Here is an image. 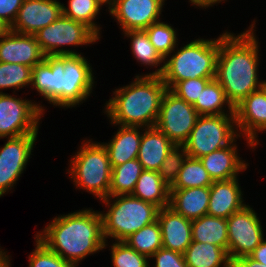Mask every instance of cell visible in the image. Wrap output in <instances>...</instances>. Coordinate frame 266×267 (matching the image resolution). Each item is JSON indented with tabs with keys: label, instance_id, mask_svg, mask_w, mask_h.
<instances>
[{
	"label": "cell",
	"instance_id": "cell-10",
	"mask_svg": "<svg viewBox=\"0 0 266 267\" xmlns=\"http://www.w3.org/2000/svg\"><path fill=\"white\" fill-rule=\"evenodd\" d=\"M199 116L192 104L167 89L161 100L155 127L175 145H183L188 140Z\"/></svg>",
	"mask_w": 266,
	"mask_h": 267
},
{
	"label": "cell",
	"instance_id": "cell-17",
	"mask_svg": "<svg viewBox=\"0 0 266 267\" xmlns=\"http://www.w3.org/2000/svg\"><path fill=\"white\" fill-rule=\"evenodd\" d=\"M64 55L45 56L32 68L31 86L54 106L62 108Z\"/></svg>",
	"mask_w": 266,
	"mask_h": 267
},
{
	"label": "cell",
	"instance_id": "cell-37",
	"mask_svg": "<svg viewBox=\"0 0 266 267\" xmlns=\"http://www.w3.org/2000/svg\"><path fill=\"white\" fill-rule=\"evenodd\" d=\"M186 157L187 152L183 145H175L167 154L158 171L167 185L171 186L174 183Z\"/></svg>",
	"mask_w": 266,
	"mask_h": 267
},
{
	"label": "cell",
	"instance_id": "cell-30",
	"mask_svg": "<svg viewBox=\"0 0 266 267\" xmlns=\"http://www.w3.org/2000/svg\"><path fill=\"white\" fill-rule=\"evenodd\" d=\"M213 182L200 159L187 156L170 189L210 187Z\"/></svg>",
	"mask_w": 266,
	"mask_h": 267
},
{
	"label": "cell",
	"instance_id": "cell-29",
	"mask_svg": "<svg viewBox=\"0 0 266 267\" xmlns=\"http://www.w3.org/2000/svg\"><path fill=\"white\" fill-rule=\"evenodd\" d=\"M142 171L137 158L112 167L109 196L132 194Z\"/></svg>",
	"mask_w": 266,
	"mask_h": 267
},
{
	"label": "cell",
	"instance_id": "cell-9",
	"mask_svg": "<svg viewBox=\"0 0 266 267\" xmlns=\"http://www.w3.org/2000/svg\"><path fill=\"white\" fill-rule=\"evenodd\" d=\"M0 93V139L38 134L44 107L31 100Z\"/></svg>",
	"mask_w": 266,
	"mask_h": 267
},
{
	"label": "cell",
	"instance_id": "cell-44",
	"mask_svg": "<svg viewBox=\"0 0 266 267\" xmlns=\"http://www.w3.org/2000/svg\"><path fill=\"white\" fill-rule=\"evenodd\" d=\"M222 1L224 0H189V2H191L194 6L196 5L200 8H208Z\"/></svg>",
	"mask_w": 266,
	"mask_h": 267
},
{
	"label": "cell",
	"instance_id": "cell-40",
	"mask_svg": "<svg viewBox=\"0 0 266 267\" xmlns=\"http://www.w3.org/2000/svg\"><path fill=\"white\" fill-rule=\"evenodd\" d=\"M150 258L156 262L154 267H188L184 254L163 247L157 250Z\"/></svg>",
	"mask_w": 266,
	"mask_h": 267
},
{
	"label": "cell",
	"instance_id": "cell-22",
	"mask_svg": "<svg viewBox=\"0 0 266 267\" xmlns=\"http://www.w3.org/2000/svg\"><path fill=\"white\" fill-rule=\"evenodd\" d=\"M138 161L143 170L159 171L162 162L175 144L156 127L143 128Z\"/></svg>",
	"mask_w": 266,
	"mask_h": 267
},
{
	"label": "cell",
	"instance_id": "cell-25",
	"mask_svg": "<svg viewBox=\"0 0 266 267\" xmlns=\"http://www.w3.org/2000/svg\"><path fill=\"white\" fill-rule=\"evenodd\" d=\"M131 195L152 203L159 209L170 205V186L157 171L143 170Z\"/></svg>",
	"mask_w": 266,
	"mask_h": 267
},
{
	"label": "cell",
	"instance_id": "cell-19",
	"mask_svg": "<svg viewBox=\"0 0 266 267\" xmlns=\"http://www.w3.org/2000/svg\"><path fill=\"white\" fill-rule=\"evenodd\" d=\"M157 221L161 228L162 247L184 254L192 242V220L168 206L159 209Z\"/></svg>",
	"mask_w": 266,
	"mask_h": 267
},
{
	"label": "cell",
	"instance_id": "cell-32",
	"mask_svg": "<svg viewBox=\"0 0 266 267\" xmlns=\"http://www.w3.org/2000/svg\"><path fill=\"white\" fill-rule=\"evenodd\" d=\"M101 7L98 0H69L68 8L62 4V15L85 24L99 37L101 28L94 20Z\"/></svg>",
	"mask_w": 266,
	"mask_h": 267
},
{
	"label": "cell",
	"instance_id": "cell-38",
	"mask_svg": "<svg viewBox=\"0 0 266 267\" xmlns=\"http://www.w3.org/2000/svg\"><path fill=\"white\" fill-rule=\"evenodd\" d=\"M35 249L30 253L29 267H75L70 262L62 259L55 252L49 250L35 237Z\"/></svg>",
	"mask_w": 266,
	"mask_h": 267
},
{
	"label": "cell",
	"instance_id": "cell-47",
	"mask_svg": "<svg viewBox=\"0 0 266 267\" xmlns=\"http://www.w3.org/2000/svg\"><path fill=\"white\" fill-rule=\"evenodd\" d=\"M116 0H98V2L103 6V4H108V10L114 5Z\"/></svg>",
	"mask_w": 266,
	"mask_h": 267
},
{
	"label": "cell",
	"instance_id": "cell-7",
	"mask_svg": "<svg viewBox=\"0 0 266 267\" xmlns=\"http://www.w3.org/2000/svg\"><path fill=\"white\" fill-rule=\"evenodd\" d=\"M238 137L241 136L237 132L235 114L202 115L183 146L188 157L199 159L230 145Z\"/></svg>",
	"mask_w": 266,
	"mask_h": 267
},
{
	"label": "cell",
	"instance_id": "cell-28",
	"mask_svg": "<svg viewBox=\"0 0 266 267\" xmlns=\"http://www.w3.org/2000/svg\"><path fill=\"white\" fill-rule=\"evenodd\" d=\"M193 106L200 116L222 115L227 114V112L228 114H235L234 107L227 100L222 86L215 78L206 84ZM226 106L227 112L225 111Z\"/></svg>",
	"mask_w": 266,
	"mask_h": 267
},
{
	"label": "cell",
	"instance_id": "cell-43",
	"mask_svg": "<svg viewBox=\"0 0 266 267\" xmlns=\"http://www.w3.org/2000/svg\"><path fill=\"white\" fill-rule=\"evenodd\" d=\"M249 256L255 261L266 265V240L264 239Z\"/></svg>",
	"mask_w": 266,
	"mask_h": 267
},
{
	"label": "cell",
	"instance_id": "cell-4",
	"mask_svg": "<svg viewBox=\"0 0 266 267\" xmlns=\"http://www.w3.org/2000/svg\"><path fill=\"white\" fill-rule=\"evenodd\" d=\"M172 51L161 67L146 75H158L171 89L177 82L194 78H215L219 51V37L216 39H195ZM167 60V61H166Z\"/></svg>",
	"mask_w": 266,
	"mask_h": 267
},
{
	"label": "cell",
	"instance_id": "cell-36",
	"mask_svg": "<svg viewBox=\"0 0 266 267\" xmlns=\"http://www.w3.org/2000/svg\"><path fill=\"white\" fill-rule=\"evenodd\" d=\"M110 250L113 267H150V259L129 247L124 241H115Z\"/></svg>",
	"mask_w": 266,
	"mask_h": 267
},
{
	"label": "cell",
	"instance_id": "cell-1",
	"mask_svg": "<svg viewBox=\"0 0 266 267\" xmlns=\"http://www.w3.org/2000/svg\"><path fill=\"white\" fill-rule=\"evenodd\" d=\"M254 27L255 20L240 35L226 31L219 36L215 79L233 107L262 87L263 81L257 75L260 54Z\"/></svg>",
	"mask_w": 266,
	"mask_h": 267
},
{
	"label": "cell",
	"instance_id": "cell-18",
	"mask_svg": "<svg viewBox=\"0 0 266 267\" xmlns=\"http://www.w3.org/2000/svg\"><path fill=\"white\" fill-rule=\"evenodd\" d=\"M36 37L9 30L0 37V62L17 63L33 68L45 59Z\"/></svg>",
	"mask_w": 266,
	"mask_h": 267
},
{
	"label": "cell",
	"instance_id": "cell-11",
	"mask_svg": "<svg viewBox=\"0 0 266 267\" xmlns=\"http://www.w3.org/2000/svg\"><path fill=\"white\" fill-rule=\"evenodd\" d=\"M259 219L249 204L227 218L228 256L231 262L249 256L264 240Z\"/></svg>",
	"mask_w": 266,
	"mask_h": 267
},
{
	"label": "cell",
	"instance_id": "cell-48",
	"mask_svg": "<svg viewBox=\"0 0 266 267\" xmlns=\"http://www.w3.org/2000/svg\"><path fill=\"white\" fill-rule=\"evenodd\" d=\"M262 88L264 89L265 93H266V80L263 81L262 83Z\"/></svg>",
	"mask_w": 266,
	"mask_h": 267
},
{
	"label": "cell",
	"instance_id": "cell-12",
	"mask_svg": "<svg viewBox=\"0 0 266 267\" xmlns=\"http://www.w3.org/2000/svg\"><path fill=\"white\" fill-rule=\"evenodd\" d=\"M38 134L7 138L0 148V197L8 193L23 173Z\"/></svg>",
	"mask_w": 266,
	"mask_h": 267
},
{
	"label": "cell",
	"instance_id": "cell-16",
	"mask_svg": "<svg viewBox=\"0 0 266 267\" xmlns=\"http://www.w3.org/2000/svg\"><path fill=\"white\" fill-rule=\"evenodd\" d=\"M62 15V3L57 0H24L11 31L34 35Z\"/></svg>",
	"mask_w": 266,
	"mask_h": 267
},
{
	"label": "cell",
	"instance_id": "cell-34",
	"mask_svg": "<svg viewBox=\"0 0 266 267\" xmlns=\"http://www.w3.org/2000/svg\"><path fill=\"white\" fill-rule=\"evenodd\" d=\"M145 32L149 36L153 47L163 59H166L178 47L176 30L165 22L153 23L145 29Z\"/></svg>",
	"mask_w": 266,
	"mask_h": 267
},
{
	"label": "cell",
	"instance_id": "cell-13",
	"mask_svg": "<svg viewBox=\"0 0 266 267\" xmlns=\"http://www.w3.org/2000/svg\"><path fill=\"white\" fill-rule=\"evenodd\" d=\"M84 56L64 55L62 107L72 108L86 101L92 93L94 76L92 67Z\"/></svg>",
	"mask_w": 266,
	"mask_h": 267
},
{
	"label": "cell",
	"instance_id": "cell-46",
	"mask_svg": "<svg viewBox=\"0 0 266 267\" xmlns=\"http://www.w3.org/2000/svg\"><path fill=\"white\" fill-rule=\"evenodd\" d=\"M10 30V27L0 19V37L6 34Z\"/></svg>",
	"mask_w": 266,
	"mask_h": 267
},
{
	"label": "cell",
	"instance_id": "cell-5",
	"mask_svg": "<svg viewBox=\"0 0 266 267\" xmlns=\"http://www.w3.org/2000/svg\"><path fill=\"white\" fill-rule=\"evenodd\" d=\"M103 202L109 208L106 213L100 212L105 240L111 237L115 241H124L157 220L159 208L131 194L108 196L102 199Z\"/></svg>",
	"mask_w": 266,
	"mask_h": 267
},
{
	"label": "cell",
	"instance_id": "cell-15",
	"mask_svg": "<svg viewBox=\"0 0 266 267\" xmlns=\"http://www.w3.org/2000/svg\"><path fill=\"white\" fill-rule=\"evenodd\" d=\"M165 0H116L108 10L123 32L145 30L160 21Z\"/></svg>",
	"mask_w": 266,
	"mask_h": 267
},
{
	"label": "cell",
	"instance_id": "cell-2",
	"mask_svg": "<svg viewBox=\"0 0 266 267\" xmlns=\"http://www.w3.org/2000/svg\"><path fill=\"white\" fill-rule=\"evenodd\" d=\"M35 237L75 267L86 256L108 245L103 235L100 211L91 208L54 217Z\"/></svg>",
	"mask_w": 266,
	"mask_h": 267
},
{
	"label": "cell",
	"instance_id": "cell-33",
	"mask_svg": "<svg viewBox=\"0 0 266 267\" xmlns=\"http://www.w3.org/2000/svg\"><path fill=\"white\" fill-rule=\"evenodd\" d=\"M124 35L131 39V50L134 58L144 66H159L164 59L155 50L145 30H130Z\"/></svg>",
	"mask_w": 266,
	"mask_h": 267
},
{
	"label": "cell",
	"instance_id": "cell-39",
	"mask_svg": "<svg viewBox=\"0 0 266 267\" xmlns=\"http://www.w3.org/2000/svg\"><path fill=\"white\" fill-rule=\"evenodd\" d=\"M214 78H194L177 82L170 90L189 104H194L206 84Z\"/></svg>",
	"mask_w": 266,
	"mask_h": 267
},
{
	"label": "cell",
	"instance_id": "cell-3",
	"mask_svg": "<svg viewBox=\"0 0 266 267\" xmlns=\"http://www.w3.org/2000/svg\"><path fill=\"white\" fill-rule=\"evenodd\" d=\"M167 86L158 75L135 76L134 81L113 91L105 105L110 123L117 126L155 127Z\"/></svg>",
	"mask_w": 266,
	"mask_h": 267
},
{
	"label": "cell",
	"instance_id": "cell-8",
	"mask_svg": "<svg viewBox=\"0 0 266 267\" xmlns=\"http://www.w3.org/2000/svg\"><path fill=\"white\" fill-rule=\"evenodd\" d=\"M34 36L46 56L79 55L75 49L62 47L88 45L100 39L88 26L64 15L39 30Z\"/></svg>",
	"mask_w": 266,
	"mask_h": 267
},
{
	"label": "cell",
	"instance_id": "cell-41",
	"mask_svg": "<svg viewBox=\"0 0 266 267\" xmlns=\"http://www.w3.org/2000/svg\"><path fill=\"white\" fill-rule=\"evenodd\" d=\"M24 0H0V19L9 27L14 23Z\"/></svg>",
	"mask_w": 266,
	"mask_h": 267
},
{
	"label": "cell",
	"instance_id": "cell-26",
	"mask_svg": "<svg viewBox=\"0 0 266 267\" xmlns=\"http://www.w3.org/2000/svg\"><path fill=\"white\" fill-rule=\"evenodd\" d=\"M192 241L217 245L228 253L227 219L206 214L192 220Z\"/></svg>",
	"mask_w": 266,
	"mask_h": 267
},
{
	"label": "cell",
	"instance_id": "cell-24",
	"mask_svg": "<svg viewBox=\"0 0 266 267\" xmlns=\"http://www.w3.org/2000/svg\"><path fill=\"white\" fill-rule=\"evenodd\" d=\"M142 139L140 127H118L117 133L108 143H103L108 153L111 168L138 157Z\"/></svg>",
	"mask_w": 266,
	"mask_h": 267
},
{
	"label": "cell",
	"instance_id": "cell-23",
	"mask_svg": "<svg viewBox=\"0 0 266 267\" xmlns=\"http://www.w3.org/2000/svg\"><path fill=\"white\" fill-rule=\"evenodd\" d=\"M210 187L170 189V205L176 213L194 220L207 214Z\"/></svg>",
	"mask_w": 266,
	"mask_h": 267
},
{
	"label": "cell",
	"instance_id": "cell-42",
	"mask_svg": "<svg viewBox=\"0 0 266 267\" xmlns=\"http://www.w3.org/2000/svg\"><path fill=\"white\" fill-rule=\"evenodd\" d=\"M232 267H266L265 264L255 261L250 256H243L232 262Z\"/></svg>",
	"mask_w": 266,
	"mask_h": 267
},
{
	"label": "cell",
	"instance_id": "cell-31",
	"mask_svg": "<svg viewBox=\"0 0 266 267\" xmlns=\"http://www.w3.org/2000/svg\"><path fill=\"white\" fill-rule=\"evenodd\" d=\"M124 242L150 259L157 250L162 248V234L158 221L156 220L134 232Z\"/></svg>",
	"mask_w": 266,
	"mask_h": 267
},
{
	"label": "cell",
	"instance_id": "cell-20",
	"mask_svg": "<svg viewBox=\"0 0 266 267\" xmlns=\"http://www.w3.org/2000/svg\"><path fill=\"white\" fill-rule=\"evenodd\" d=\"M243 202V194L238 183V177L230 180L214 181L210 186L207 214L227 219L246 205Z\"/></svg>",
	"mask_w": 266,
	"mask_h": 267
},
{
	"label": "cell",
	"instance_id": "cell-35",
	"mask_svg": "<svg viewBox=\"0 0 266 267\" xmlns=\"http://www.w3.org/2000/svg\"><path fill=\"white\" fill-rule=\"evenodd\" d=\"M32 68L17 63L0 62V93L2 89L13 88L19 90L31 85Z\"/></svg>",
	"mask_w": 266,
	"mask_h": 267
},
{
	"label": "cell",
	"instance_id": "cell-14",
	"mask_svg": "<svg viewBox=\"0 0 266 267\" xmlns=\"http://www.w3.org/2000/svg\"><path fill=\"white\" fill-rule=\"evenodd\" d=\"M237 132L246 137L247 146L254 149L258 132L266 131V93L262 87L253 91L234 107ZM239 128V130H238ZM258 131V132H257Z\"/></svg>",
	"mask_w": 266,
	"mask_h": 267
},
{
	"label": "cell",
	"instance_id": "cell-21",
	"mask_svg": "<svg viewBox=\"0 0 266 267\" xmlns=\"http://www.w3.org/2000/svg\"><path fill=\"white\" fill-rule=\"evenodd\" d=\"M235 142L199 158L213 181L236 178L247 169L248 164L238 156Z\"/></svg>",
	"mask_w": 266,
	"mask_h": 267
},
{
	"label": "cell",
	"instance_id": "cell-6",
	"mask_svg": "<svg viewBox=\"0 0 266 267\" xmlns=\"http://www.w3.org/2000/svg\"><path fill=\"white\" fill-rule=\"evenodd\" d=\"M76 153L67 170L76 188L86 190L100 200L107 198L112 168L104 145L87 140Z\"/></svg>",
	"mask_w": 266,
	"mask_h": 267
},
{
	"label": "cell",
	"instance_id": "cell-27",
	"mask_svg": "<svg viewBox=\"0 0 266 267\" xmlns=\"http://www.w3.org/2000/svg\"><path fill=\"white\" fill-rule=\"evenodd\" d=\"M184 258L188 267H232L228 253L210 243L192 241Z\"/></svg>",
	"mask_w": 266,
	"mask_h": 267
},
{
	"label": "cell",
	"instance_id": "cell-45",
	"mask_svg": "<svg viewBox=\"0 0 266 267\" xmlns=\"http://www.w3.org/2000/svg\"><path fill=\"white\" fill-rule=\"evenodd\" d=\"M9 255L0 249V267H11Z\"/></svg>",
	"mask_w": 266,
	"mask_h": 267
}]
</instances>
